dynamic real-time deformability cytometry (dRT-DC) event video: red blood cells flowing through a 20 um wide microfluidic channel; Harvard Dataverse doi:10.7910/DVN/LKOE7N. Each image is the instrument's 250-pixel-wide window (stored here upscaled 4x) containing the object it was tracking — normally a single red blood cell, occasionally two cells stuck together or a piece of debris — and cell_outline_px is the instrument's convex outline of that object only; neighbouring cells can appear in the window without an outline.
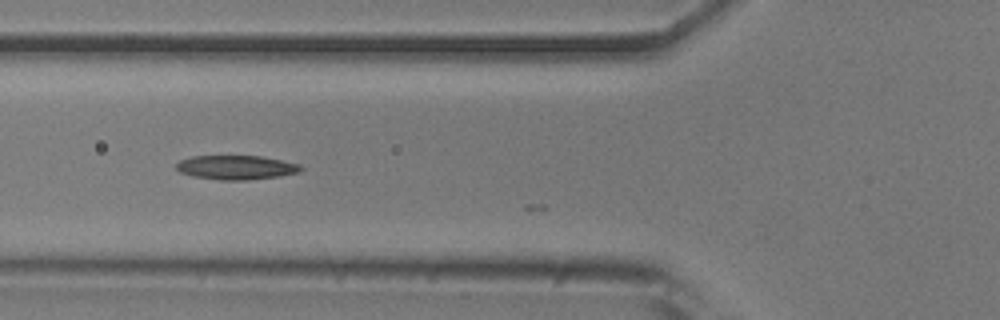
{"species": "common noctule bat (a hibernating species)", "species_latin": "Nyctalus noctula", "temperature_condition": "room temperature", "stored_images_in_passage": 10, "camera_frame_rate_fps": 3000, "um_per_image_px": 0.085, "animal": {"sex": "male", "body_mass_g": 20.5, "forearm_length_mm": 52.5}, "frame": {"image": 1, "passage_image": 5, "time_ms": 1.333, "image_size_px": [1000, 320], "cell_outline_px": [[304, 168], [300, 172], [280, 176], [248, 180], [220, 180], [192, 176], [180, 172], [176, 168], [176, 164], [180, 160], [192, 156], [260, 156], [300, 164]], "centroid_in_image_um": [20.08, 14.23], "position_along_channel_um": 105.7, "area_um2": 17.57}}
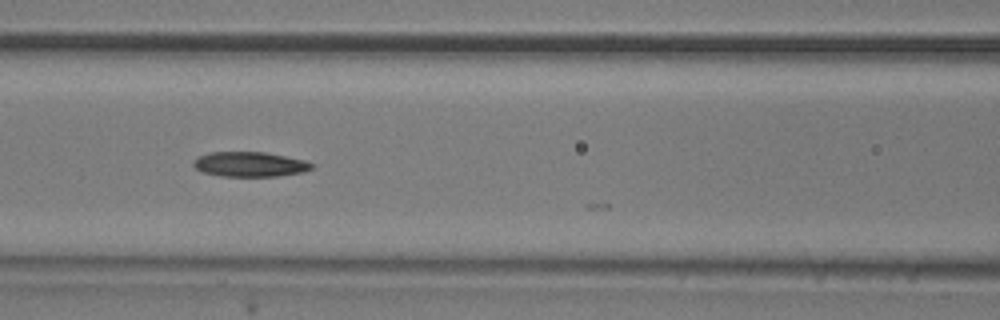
{"frame": {"image": 2, "passage_image": 8, "time_ms": 2.333, "image_size_px": [1000, 320], "cell_outline_px": [[316, 164], [312, 168], [304, 172], [276, 176], [220, 176], [204, 172], [196, 168], [192, 164], [192, 160], [208, 152], [264, 152], [304, 160]], "centroid_in_image_um": [21.24, 13.96], "position_along_channel_um": 145.4, "area_um2": 17.11}}